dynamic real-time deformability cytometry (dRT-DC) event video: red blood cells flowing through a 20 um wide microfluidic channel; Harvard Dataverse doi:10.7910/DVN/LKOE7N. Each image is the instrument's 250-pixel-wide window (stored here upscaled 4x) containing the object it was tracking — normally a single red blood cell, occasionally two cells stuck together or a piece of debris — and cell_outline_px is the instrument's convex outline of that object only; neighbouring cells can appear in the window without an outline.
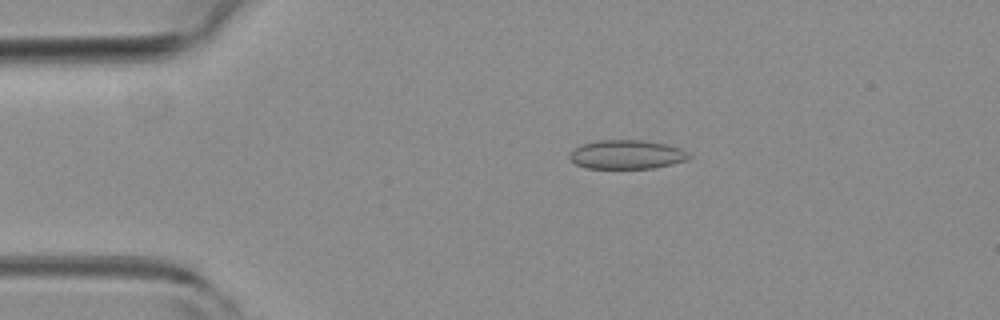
{"species": "common noctule bat (a hibernating species)", "species_latin": "Nyctalus noctula", "temperature_condition": "room temperature", "stored_images_in_passage": 52, "camera_frame_rate_fps": 3000, "um_per_image_px": 0.085, "animal": {"sex": "female", "body_mass_g": 19.3, "forearm_length_mm": 54.1}, "frame": {"image": 1, "passage_image": 10, "time_ms": 3.0, "image_size_px": [1000, 320], "cell_outline_px": [[692, 156], [688, 160], [672, 164], [652, 168], [588, 168], [576, 164], [568, 156], [576, 148], [584, 144], [596, 140], [640, 140], [664, 144], [680, 148], [688, 152]], "centroid_in_image_um": [53.31, 13.14], "position_along_channel_um": 31.7, "area_um2": 19.94}}
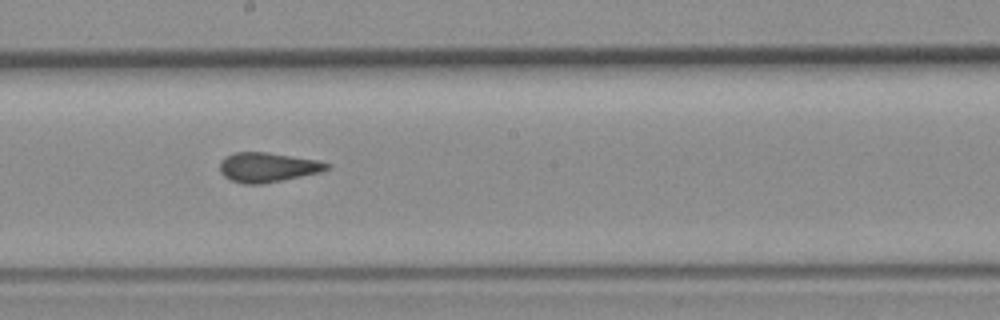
{"frame": {"image": 2, "passage_image": 28, "time_ms": 9.0, "image_size_px": [1000, 320], "cell_outline_px": [[332, 168], [320, 172], [284, 180], [264, 184], [240, 184], [224, 176], [220, 172], [220, 160], [224, 156], [232, 152], [268, 152], [320, 160], [332, 164]], "centroid_in_image_um": [22.77, 14.21], "position_along_channel_um": 225.4, "area_um2": 18.9}}
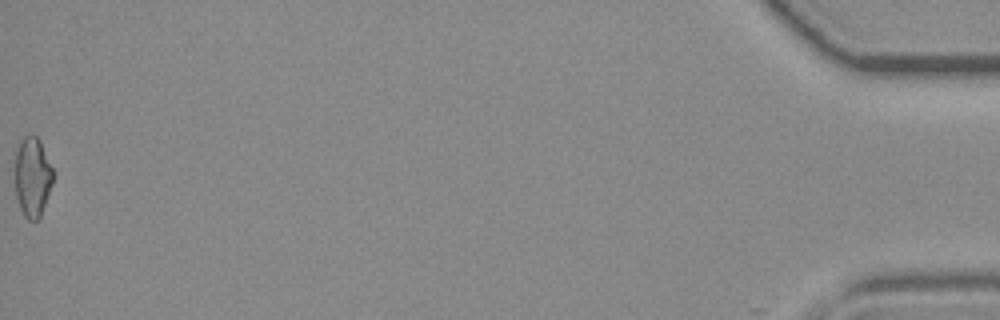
{"frame": {"image": 3, "passage_image": 52, "time_ms": 17.0, "image_size_px": [1000, 320], "cell_outline_px": [[52, 184], [40, 220], [28, 220], [24, 216], [20, 208], [16, 196], [12, 172], [16, 152], [20, 140], [24, 136], [36, 136], [40, 140], [52, 168]], "centroid_in_image_um": [2.71, 15.06], "position_along_channel_um": 432.5, "area_um2": 18.15}, "authors_computed_cell_mechanics": {"area_um2": 18.6983, "velocity_mm_per_s": 3.9538, "shape_relaxation_time_tau1_ms": null, "shape_relaxation_time_tau2_ms": 1.5145, "deformation_change_tau1": null, "deformation_change_tau2": 0.0623}}